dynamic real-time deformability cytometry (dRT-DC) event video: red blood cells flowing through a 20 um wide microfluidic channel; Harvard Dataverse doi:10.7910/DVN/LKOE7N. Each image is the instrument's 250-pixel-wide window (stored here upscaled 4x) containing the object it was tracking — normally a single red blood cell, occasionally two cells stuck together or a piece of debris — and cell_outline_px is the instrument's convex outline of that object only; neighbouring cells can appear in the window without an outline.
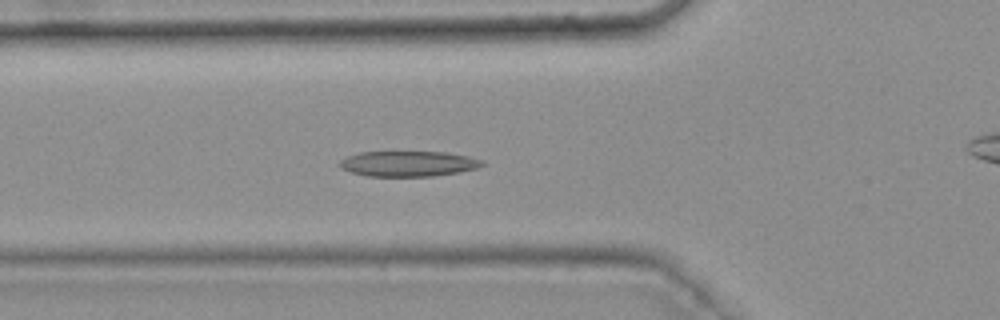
{"species": "common noctule bat (a hibernating species)", "species_latin": "Nyctalus noctula", "temperature_condition": "warm", "stored_images_in_passage": 46, "camera_frame_rate_fps": 3000, "um_per_image_px": 0.085, "animal": {"sex": "female", "body_mass_g": 25.1}, "frame": {"image": 1, "passage_image": 19, "time_ms": 6.0, "image_size_px": [1000, 320], "cell_outline_px": [[484, 164], [476, 168], [460, 172], [432, 176], [368, 176], [352, 172], [340, 168], [340, 160], [348, 156], [360, 152], [444, 152], [468, 156], [484, 160]], "centroid_in_image_um": [34.72, 13.91], "position_along_channel_um": 91.1, "area_um2": 20.98}}
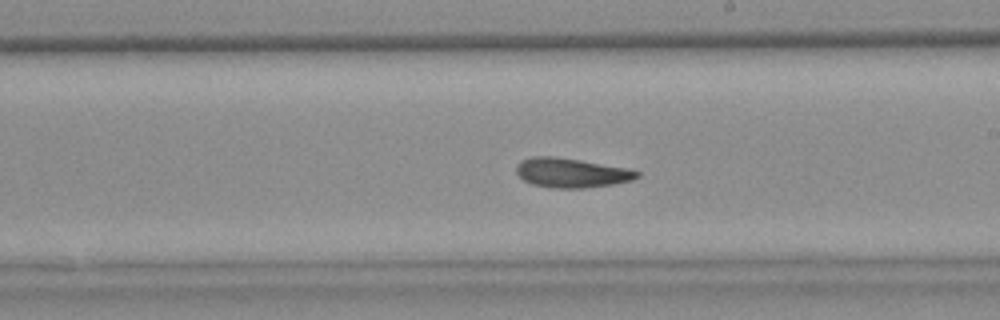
{"frame": {"image": 2, "passage_image": 31, "time_ms": 10.0, "image_size_px": [1000, 320], "cell_outline_px": [[640, 176], [632, 180], [612, 184], [584, 188], [552, 188], [532, 184], [524, 180], [516, 172], [516, 164], [520, 160], [532, 156], [552, 156], [580, 160], [628, 168], [640, 172]], "centroid_in_image_um": [48.55, 14.68], "position_along_channel_um": 240.5, "area_um2": 20.75}}
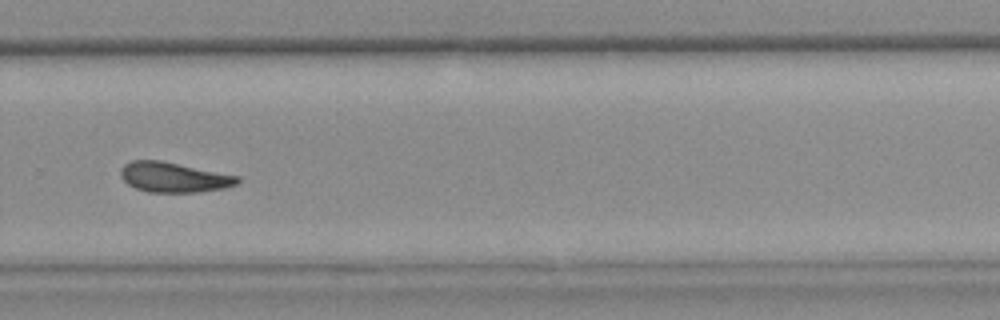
{"frame": {"image": 3, "passage_image": 37, "time_ms": 12.0, "image_size_px": [1000, 320], "cell_outline_px": [[240, 180], [236, 184], [224, 188], [196, 192], [148, 192], [136, 188], [128, 184], [120, 176], [120, 168], [124, 164], [132, 160], [160, 160], [240, 176]], "centroid_in_image_um": [14.75, 15.06], "position_along_channel_um": 315.1, "area_um2": 20.4}, "authors_computed_cell_mechanics": {"area_um2": 20.8947, "velocity_mm_per_s": 3.7354, "shape_relaxation_time_tau1_ms": null, "shape_relaxation_time_tau2_ms": 3.3776, "deformation_change_tau1": null, "deformation_change_tau2": 0.1008}}